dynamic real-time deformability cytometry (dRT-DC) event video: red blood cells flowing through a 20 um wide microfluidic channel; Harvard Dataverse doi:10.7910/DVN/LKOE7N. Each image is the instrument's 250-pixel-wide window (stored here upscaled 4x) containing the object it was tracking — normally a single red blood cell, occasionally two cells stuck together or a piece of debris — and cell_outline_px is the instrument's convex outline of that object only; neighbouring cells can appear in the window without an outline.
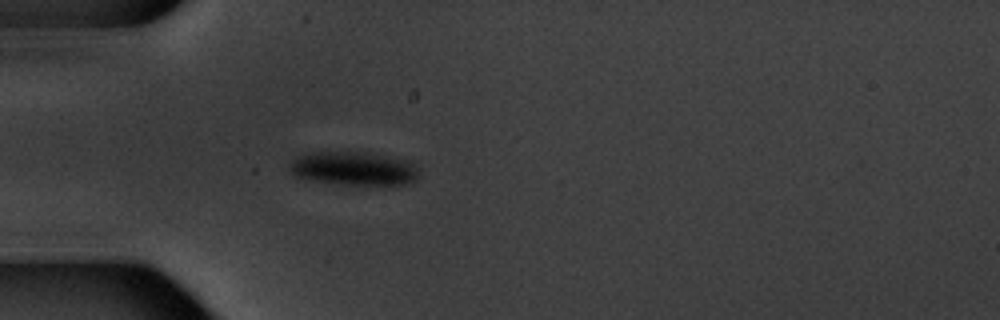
{"species": "common noctule bat (a hibernating species)", "species_latin": "Nyctalus noctula", "temperature_condition": "warm", "stored_images_in_passage": 5, "camera_frame_rate_fps": 3000, "um_per_image_px": 0.085, "animal": {"sex": "male", "body_mass_g": 20.1, "forearm_length_mm": 53.5}, "frame": {"image": 1, "passage_image": 5, "time_ms": 5.0, "image_size_px": [1000, 320], "cell_outline_px": [[420, 176], [416, 180], [408, 184], [384, 188], [344, 184], [316, 180], [296, 176], [288, 168], [288, 164], [296, 156], [312, 152], [368, 152], [408, 160], [416, 164], [420, 168]], "centroid_in_image_um": [30.21, 14.35], "position_along_channel_um": 54.8, "area_um2": 26.36}}